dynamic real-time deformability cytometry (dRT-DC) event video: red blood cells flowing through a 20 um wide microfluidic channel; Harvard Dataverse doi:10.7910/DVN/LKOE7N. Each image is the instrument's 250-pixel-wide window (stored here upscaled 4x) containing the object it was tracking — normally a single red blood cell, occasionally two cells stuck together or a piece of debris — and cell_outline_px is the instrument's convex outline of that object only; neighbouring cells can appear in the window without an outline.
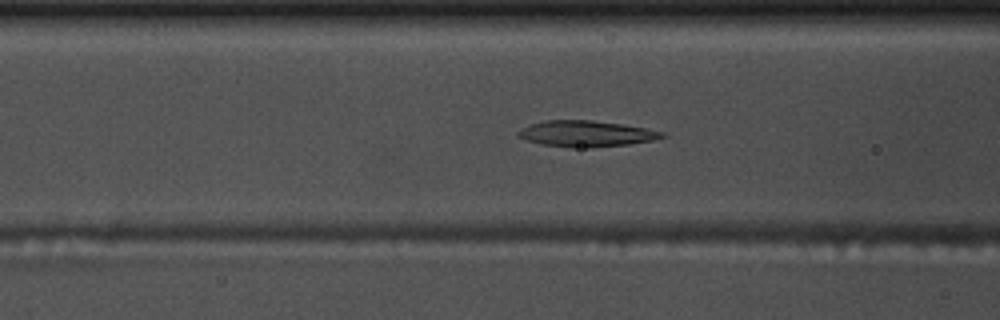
{"species": "common noctule bat (a hibernating species)", "species_latin": "Nyctalus noctula", "temperature_condition": "warm", "stored_images_in_passage": 56, "camera_frame_rate_fps": 3000, "um_per_image_px": 0.085, "animal": {"sex": "male", "body_mass_g": 17.5, "forearm_length_mm": 52.3}, "frame": {"image": 1, "passage_image": 21, "time_ms": 6.667, "image_size_px": [1000, 320], "cell_outline_px": [[668, 136], [652, 140], [628, 144], [592, 148], [568, 148], [540, 144], [516, 136], [516, 132], [532, 124], [548, 120], [592, 120], [620, 124], [644, 128], [664, 132]], "centroid_in_image_um": [49.82, 11.38], "position_along_channel_um": 116.8, "area_um2": 21.79}}
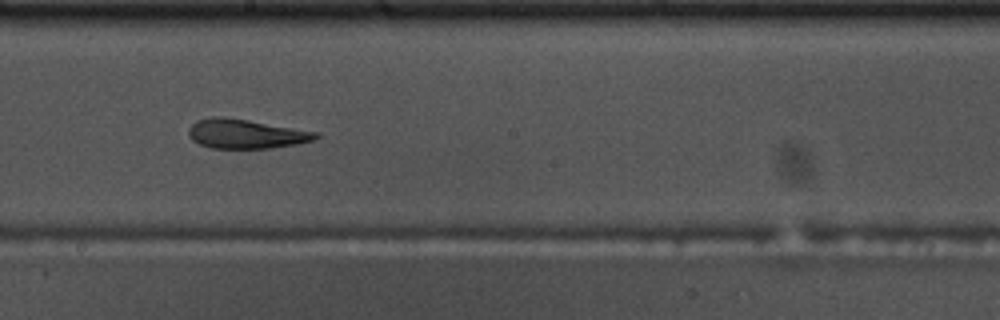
{"frame": {"image": 2, "passage_image": 30, "time_ms": 9.667, "image_size_px": [1000, 320], "cell_outline_px": [[320, 136], [316, 140], [296, 144], [268, 148], [212, 148], [200, 144], [192, 140], [188, 132], [188, 128], [196, 120], [212, 116], [220, 116], [248, 120], [316, 132]], "centroid_in_image_um": [20.87, 11.37], "position_along_channel_um": 227.3, "area_um2": 21.56}}
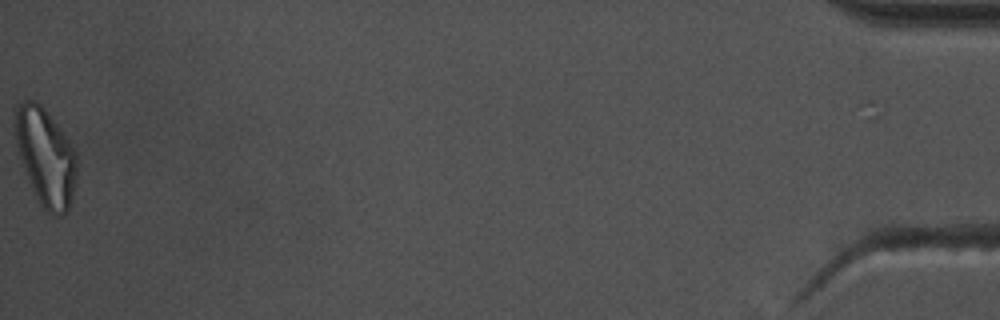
{"frame": {"image": 3, "passage_image": 55, "time_ms": 18.0, "image_size_px": [1000, 320], "cell_outline_px": [[76, 184], [68, 212], [60, 216], [52, 216], [40, 204], [28, 176], [16, 144], [12, 128], [16, 108], [24, 100], [36, 100], [44, 108], [68, 140], [76, 152]], "centroid_in_image_um": [3.88, 13.34], "position_along_channel_um": 431.3, "area_um2": 34.74}, "authors_computed_cell_mechanics": {"area_um2": 23.2645, "velocity_mm_per_s": 3.7007, "shape_relaxation_time_tau1_ms": null, "shape_relaxation_time_tau2_ms": 4.8788, "deformation_change_tau1": null, "deformation_change_tau2": 0.171}}